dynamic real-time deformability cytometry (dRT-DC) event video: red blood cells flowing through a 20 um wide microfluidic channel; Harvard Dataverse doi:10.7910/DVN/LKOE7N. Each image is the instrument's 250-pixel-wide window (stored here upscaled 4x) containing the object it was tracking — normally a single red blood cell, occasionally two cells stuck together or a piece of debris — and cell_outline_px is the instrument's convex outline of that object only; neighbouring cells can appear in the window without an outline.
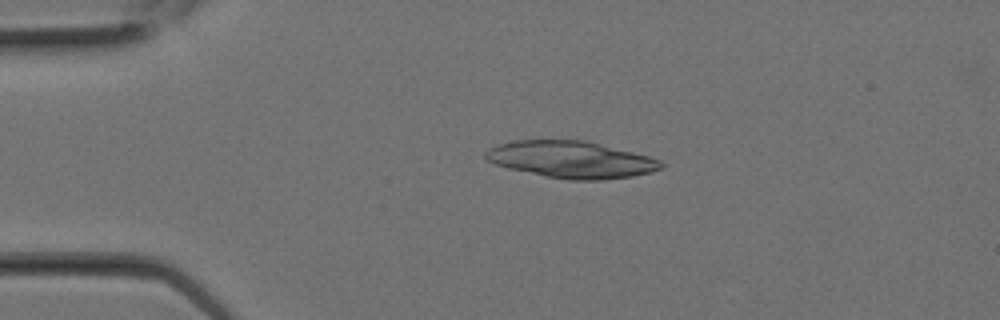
{"species": "Egyptian fruit bat (a non-hibernating species)", "species_latin": "Rousettus aegyptiacus", "temperature_condition": "room temperature", "stored_images_in_passage": 6, "camera_frame_rate_fps": 3000, "um_per_image_px": 0.085, "animal": {"sex": "female"}, "frame": {"image": 1, "passage_image": 4, "time_ms": 1.0, "image_size_px": [1000, 320], "cell_outline_px": [[664, 168], [632, 176], [600, 180], [568, 180], [544, 176], [508, 168], [496, 164], [488, 160], [484, 156], [484, 152], [488, 148], [512, 140], [584, 140], [648, 156], [660, 160], [664, 164]], "centroid_in_image_um": [48.52, 13.56], "position_along_channel_um": 36.5, "area_um2": 37.51}}